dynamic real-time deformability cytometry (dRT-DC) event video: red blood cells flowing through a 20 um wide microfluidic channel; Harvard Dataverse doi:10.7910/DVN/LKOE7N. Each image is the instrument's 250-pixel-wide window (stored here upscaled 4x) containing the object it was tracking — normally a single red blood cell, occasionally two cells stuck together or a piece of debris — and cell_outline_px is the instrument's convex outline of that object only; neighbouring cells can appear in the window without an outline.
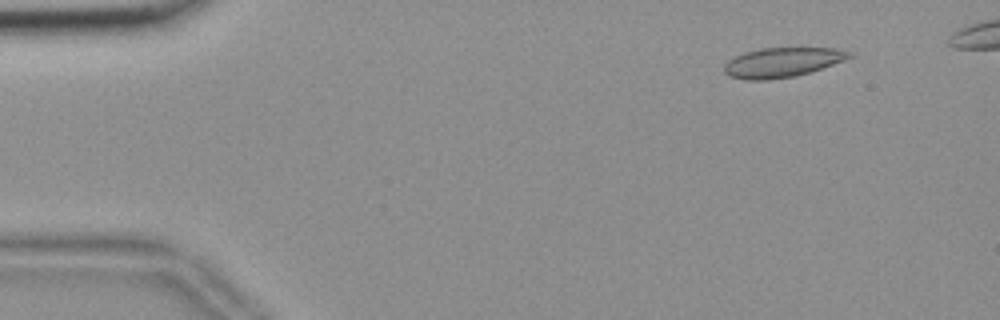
{"species": "common noctule bat (a hibernating species)", "species_latin": "Nyctalus noctula", "temperature_condition": "room temperature", "stored_images_in_passage": 52, "camera_frame_rate_fps": 3000, "um_per_image_px": 0.085, "animal": {"sex": "female", "body_mass_g": 18.4}, "frame": {"image": 1, "passage_image": 6, "time_ms": 1.667, "image_size_px": [1000, 320], "cell_outline_px": [[856, 56], [812, 72], [796, 76], [768, 80], [748, 80], [728, 76], [724, 72], [724, 64], [728, 60], [744, 52], [760, 48], [836, 48], [852, 52]], "centroid_in_image_um": [66.52, 5.3], "position_along_channel_um": 18.5, "area_um2": 21.91}}
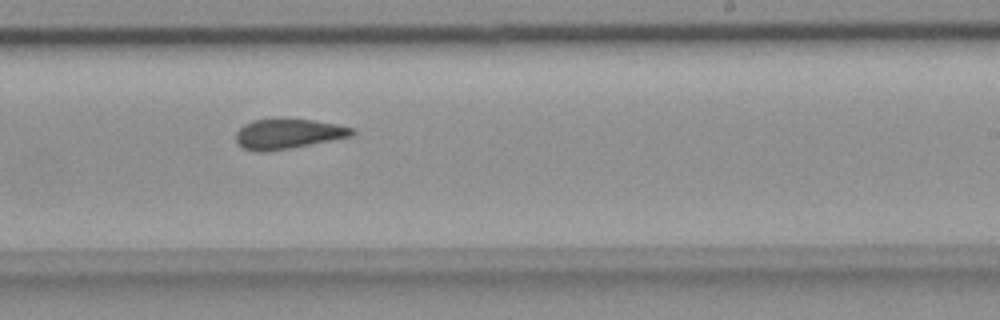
{"frame": {"image": 2, "passage_image": 34, "time_ms": 11.0, "image_size_px": [1000, 320], "cell_outline_px": [[356, 132], [352, 136], [288, 148], [264, 152], [256, 152], [244, 148], [236, 140], [236, 132], [244, 124], [252, 120], [280, 116], [312, 120], [336, 124], [352, 128]], "centroid_in_image_um": [24.44, 11.33], "position_along_channel_um": 264.6, "area_um2": 20.58}}
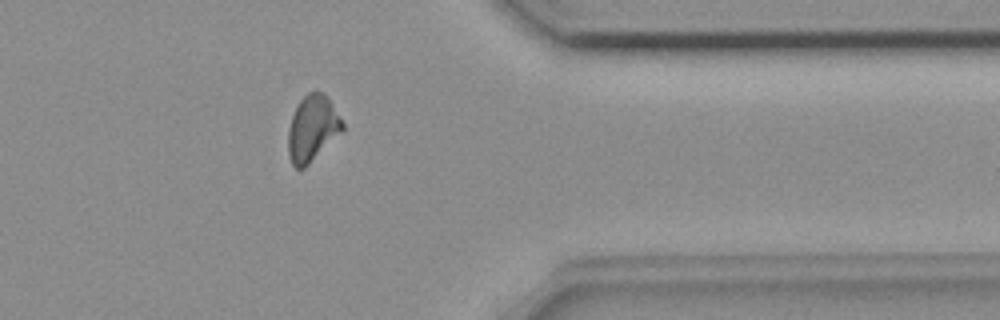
{"frame": {"image": 3, "passage_image": 45, "time_ms": 14.667, "image_size_px": [1000, 320], "cell_outline_px": [[344, 128], [304, 168], [296, 168], [292, 164], [288, 156], [288, 128], [292, 116], [300, 100], [308, 92], [316, 88], [324, 92], [340, 116], [344, 124]], "centroid_in_image_um": [26.53, 10.86], "position_along_channel_um": 384.9, "area_um2": 20.69}, "authors_computed_cell_mechanics": {"area_um2": 21.097, "velocity_mm_per_s": 3.6465, "shape_relaxation_time_tau1_ms": null, "shape_relaxation_time_tau2_ms": 3.2984, "deformation_change_tau1": null, "deformation_change_tau2": 0.0839}}